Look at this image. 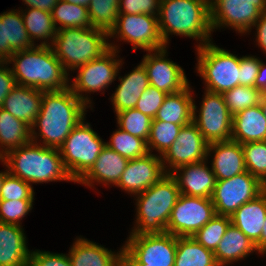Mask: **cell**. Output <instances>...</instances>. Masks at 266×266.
<instances>
[{
    "label": "cell",
    "mask_w": 266,
    "mask_h": 266,
    "mask_svg": "<svg viewBox=\"0 0 266 266\" xmlns=\"http://www.w3.org/2000/svg\"><path fill=\"white\" fill-rule=\"evenodd\" d=\"M62 1L88 8L91 0H62Z\"/></svg>",
    "instance_id": "11a10c76"
},
{
    "label": "cell",
    "mask_w": 266,
    "mask_h": 266,
    "mask_svg": "<svg viewBox=\"0 0 266 266\" xmlns=\"http://www.w3.org/2000/svg\"><path fill=\"white\" fill-rule=\"evenodd\" d=\"M56 29L91 28L88 8L59 0L52 12ZM60 26H56L59 25Z\"/></svg>",
    "instance_id": "836d02e7"
},
{
    "label": "cell",
    "mask_w": 266,
    "mask_h": 266,
    "mask_svg": "<svg viewBox=\"0 0 266 266\" xmlns=\"http://www.w3.org/2000/svg\"><path fill=\"white\" fill-rule=\"evenodd\" d=\"M262 91L255 87L238 85L222 93L228 111L234 116L246 108L260 104Z\"/></svg>",
    "instance_id": "74e56055"
},
{
    "label": "cell",
    "mask_w": 266,
    "mask_h": 266,
    "mask_svg": "<svg viewBox=\"0 0 266 266\" xmlns=\"http://www.w3.org/2000/svg\"><path fill=\"white\" fill-rule=\"evenodd\" d=\"M177 236L169 233L129 235L122 246V264L174 266Z\"/></svg>",
    "instance_id": "9c48e42d"
},
{
    "label": "cell",
    "mask_w": 266,
    "mask_h": 266,
    "mask_svg": "<svg viewBox=\"0 0 266 266\" xmlns=\"http://www.w3.org/2000/svg\"><path fill=\"white\" fill-rule=\"evenodd\" d=\"M204 94L199 111L193 103V122L208 143L231 140L233 115L222 94L207 90Z\"/></svg>",
    "instance_id": "8fae6325"
},
{
    "label": "cell",
    "mask_w": 266,
    "mask_h": 266,
    "mask_svg": "<svg viewBox=\"0 0 266 266\" xmlns=\"http://www.w3.org/2000/svg\"><path fill=\"white\" fill-rule=\"evenodd\" d=\"M230 218L231 223L255 244L266 219V194L262 192L254 200L244 203Z\"/></svg>",
    "instance_id": "484cf974"
},
{
    "label": "cell",
    "mask_w": 266,
    "mask_h": 266,
    "mask_svg": "<svg viewBox=\"0 0 266 266\" xmlns=\"http://www.w3.org/2000/svg\"><path fill=\"white\" fill-rule=\"evenodd\" d=\"M16 85L33 87L43 92L60 91L69 87L68 73L51 46L35 45L15 52L8 60Z\"/></svg>",
    "instance_id": "7a4b0ae2"
},
{
    "label": "cell",
    "mask_w": 266,
    "mask_h": 266,
    "mask_svg": "<svg viewBox=\"0 0 266 266\" xmlns=\"http://www.w3.org/2000/svg\"><path fill=\"white\" fill-rule=\"evenodd\" d=\"M261 60L255 56L240 57V85L255 87Z\"/></svg>",
    "instance_id": "7dc6e473"
},
{
    "label": "cell",
    "mask_w": 266,
    "mask_h": 266,
    "mask_svg": "<svg viewBox=\"0 0 266 266\" xmlns=\"http://www.w3.org/2000/svg\"><path fill=\"white\" fill-rule=\"evenodd\" d=\"M34 200L32 185L8 173L0 190V201Z\"/></svg>",
    "instance_id": "b9f144b4"
},
{
    "label": "cell",
    "mask_w": 266,
    "mask_h": 266,
    "mask_svg": "<svg viewBox=\"0 0 266 266\" xmlns=\"http://www.w3.org/2000/svg\"><path fill=\"white\" fill-rule=\"evenodd\" d=\"M174 266H218L214 252L192 237H177Z\"/></svg>",
    "instance_id": "1f68e13d"
},
{
    "label": "cell",
    "mask_w": 266,
    "mask_h": 266,
    "mask_svg": "<svg viewBox=\"0 0 266 266\" xmlns=\"http://www.w3.org/2000/svg\"><path fill=\"white\" fill-rule=\"evenodd\" d=\"M118 5L119 0H91L88 12L92 27L109 33L119 16Z\"/></svg>",
    "instance_id": "8d00e7d4"
},
{
    "label": "cell",
    "mask_w": 266,
    "mask_h": 266,
    "mask_svg": "<svg viewBox=\"0 0 266 266\" xmlns=\"http://www.w3.org/2000/svg\"><path fill=\"white\" fill-rule=\"evenodd\" d=\"M118 52L117 46L109 43V49L99 58L77 68L78 74L69 87L85 105L92 103L86 93L105 90L118 76L122 66V59H116Z\"/></svg>",
    "instance_id": "30bf717a"
},
{
    "label": "cell",
    "mask_w": 266,
    "mask_h": 266,
    "mask_svg": "<svg viewBox=\"0 0 266 266\" xmlns=\"http://www.w3.org/2000/svg\"><path fill=\"white\" fill-rule=\"evenodd\" d=\"M197 73L203 77L205 90L224 93L240 85V57L211 42L197 47Z\"/></svg>",
    "instance_id": "52a82bcc"
},
{
    "label": "cell",
    "mask_w": 266,
    "mask_h": 266,
    "mask_svg": "<svg viewBox=\"0 0 266 266\" xmlns=\"http://www.w3.org/2000/svg\"><path fill=\"white\" fill-rule=\"evenodd\" d=\"M260 107L262 108L264 117L266 118V92L262 93L261 99H260Z\"/></svg>",
    "instance_id": "9f6ffc18"
},
{
    "label": "cell",
    "mask_w": 266,
    "mask_h": 266,
    "mask_svg": "<svg viewBox=\"0 0 266 266\" xmlns=\"http://www.w3.org/2000/svg\"><path fill=\"white\" fill-rule=\"evenodd\" d=\"M252 27H256V42L266 54V12H263Z\"/></svg>",
    "instance_id": "681fc988"
},
{
    "label": "cell",
    "mask_w": 266,
    "mask_h": 266,
    "mask_svg": "<svg viewBox=\"0 0 266 266\" xmlns=\"http://www.w3.org/2000/svg\"><path fill=\"white\" fill-rule=\"evenodd\" d=\"M87 107L70 87L43 92L40 112L31 126V141L37 143L36 138L40 136L43 139L41 145L59 149L70 132L84 119ZM37 127L39 133L35 131Z\"/></svg>",
    "instance_id": "6da1fadb"
},
{
    "label": "cell",
    "mask_w": 266,
    "mask_h": 266,
    "mask_svg": "<svg viewBox=\"0 0 266 266\" xmlns=\"http://www.w3.org/2000/svg\"><path fill=\"white\" fill-rule=\"evenodd\" d=\"M206 161L182 165L170 173L178 184L180 194L211 199L217 180Z\"/></svg>",
    "instance_id": "d6986e66"
},
{
    "label": "cell",
    "mask_w": 266,
    "mask_h": 266,
    "mask_svg": "<svg viewBox=\"0 0 266 266\" xmlns=\"http://www.w3.org/2000/svg\"><path fill=\"white\" fill-rule=\"evenodd\" d=\"M30 141L9 151L0 160L11 175L30 185L52 181H73L64 167L59 149Z\"/></svg>",
    "instance_id": "277c9868"
},
{
    "label": "cell",
    "mask_w": 266,
    "mask_h": 266,
    "mask_svg": "<svg viewBox=\"0 0 266 266\" xmlns=\"http://www.w3.org/2000/svg\"><path fill=\"white\" fill-rule=\"evenodd\" d=\"M158 26L166 47L170 34L196 39L201 47L211 41L210 0H161Z\"/></svg>",
    "instance_id": "3957f363"
},
{
    "label": "cell",
    "mask_w": 266,
    "mask_h": 266,
    "mask_svg": "<svg viewBox=\"0 0 266 266\" xmlns=\"http://www.w3.org/2000/svg\"><path fill=\"white\" fill-rule=\"evenodd\" d=\"M7 61H0V107L3 106L6 96L16 86V82Z\"/></svg>",
    "instance_id": "c3c4849f"
},
{
    "label": "cell",
    "mask_w": 266,
    "mask_h": 266,
    "mask_svg": "<svg viewBox=\"0 0 266 266\" xmlns=\"http://www.w3.org/2000/svg\"><path fill=\"white\" fill-rule=\"evenodd\" d=\"M231 224L229 216L215 215L205 226L198 230L192 238L206 249L215 251Z\"/></svg>",
    "instance_id": "ab89813d"
},
{
    "label": "cell",
    "mask_w": 266,
    "mask_h": 266,
    "mask_svg": "<svg viewBox=\"0 0 266 266\" xmlns=\"http://www.w3.org/2000/svg\"><path fill=\"white\" fill-rule=\"evenodd\" d=\"M166 53V47L148 51L141 63L147 71L150 85L166 94H172L186 88L189 82L183 68L166 59Z\"/></svg>",
    "instance_id": "e0dca14e"
},
{
    "label": "cell",
    "mask_w": 266,
    "mask_h": 266,
    "mask_svg": "<svg viewBox=\"0 0 266 266\" xmlns=\"http://www.w3.org/2000/svg\"><path fill=\"white\" fill-rule=\"evenodd\" d=\"M179 196L178 184L170 173L135 196L137 218L130 235L166 233L172 209Z\"/></svg>",
    "instance_id": "5b68a950"
},
{
    "label": "cell",
    "mask_w": 266,
    "mask_h": 266,
    "mask_svg": "<svg viewBox=\"0 0 266 266\" xmlns=\"http://www.w3.org/2000/svg\"><path fill=\"white\" fill-rule=\"evenodd\" d=\"M122 266H147L146 264H122Z\"/></svg>",
    "instance_id": "91938a15"
},
{
    "label": "cell",
    "mask_w": 266,
    "mask_h": 266,
    "mask_svg": "<svg viewBox=\"0 0 266 266\" xmlns=\"http://www.w3.org/2000/svg\"><path fill=\"white\" fill-rule=\"evenodd\" d=\"M254 251L258 252L255 244L231 223L214 251V257L218 266H227Z\"/></svg>",
    "instance_id": "83f0119b"
},
{
    "label": "cell",
    "mask_w": 266,
    "mask_h": 266,
    "mask_svg": "<svg viewBox=\"0 0 266 266\" xmlns=\"http://www.w3.org/2000/svg\"><path fill=\"white\" fill-rule=\"evenodd\" d=\"M120 84L111 96L115 113L133 109L139 97L150 86L147 71L142 63L124 77H118Z\"/></svg>",
    "instance_id": "d4e9b609"
},
{
    "label": "cell",
    "mask_w": 266,
    "mask_h": 266,
    "mask_svg": "<svg viewBox=\"0 0 266 266\" xmlns=\"http://www.w3.org/2000/svg\"><path fill=\"white\" fill-rule=\"evenodd\" d=\"M9 173L8 168L5 171L0 172V190L5 176Z\"/></svg>",
    "instance_id": "6f0895ef"
},
{
    "label": "cell",
    "mask_w": 266,
    "mask_h": 266,
    "mask_svg": "<svg viewBox=\"0 0 266 266\" xmlns=\"http://www.w3.org/2000/svg\"><path fill=\"white\" fill-rule=\"evenodd\" d=\"M214 153L211 169L216 180L232 178L246 172L242 145L239 142L229 140L212 142L208 145L207 157Z\"/></svg>",
    "instance_id": "ffe728a7"
},
{
    "label": "cell",
    "mask_w": 266,
    "mask_h": 266,
    "mask_svg": "<svg viewBox=\"0 0 266 266\" xmlns=\"http://www.w3.org/2000/svg\"><path fill=\"white\" fill-rule=\"evenodd\" d=\"M128 159L105 145L98 155L94 165L77 182L92 187L93 183H103V185H117L124 172Z\"/></svg>",
    "instance_id": "44dd1931"
},
{
    "label": "cell",
    "mask_w": 266,
    "mask_h": 266,
    "mask_svg": "<svg viewBox=\"0 0 266 266\" xmlns=\"http://www.w3.org/2000/svg\"><path fill=\"white\" fill-rule=\"evenodd\" d=\"M166 95L165 92L150 85L139 97L135 108L154 119Z\"/></svg>",
    "instance_id": "ee69618b"
},
{
    "label": "cell",
    "mask_w": 266,
    "mask_h": 266,
    "mask_svg": "<svg viewBox=\"0 0 266 266\" xmlns=\"http://www.w3.org/2000/svg\"><path fill=\"white\" fill-rule=\"evenodd\" d=\"M181 128L182 126L178 124L164 122L161 120H152L147 140L149 153H152V149H154L158 151L159 156L162 157L176 140Z\"/></svg>",
    "instance_id": "d590c367"
},
{
    "label": "cell",
    "mask_w": 266,
    "mask_h": 266,
    "mask_svg": "<svg viewBox=\"0 0 266 266\" xmlns=\"http://www.w3.org/2000/svg\"><path fill=\"white\" fill-rule=\"evenodd\" d=\"M215 215V208L210 198L180 194L172 209L166 233L177 237H192Z\"/></svg>",
    "instance_id": "4fadbf2b"
},
{
    "label": "cell",
    "mask_w": 266,
    "mask_h": 266,
    "mask_svg": "<svg viewBox=\"0 0 266 266\" xmlns=\"http://www.w3.org/2000/svg\"><path fill=\"white\" fill-rule=\"evenodd\" d=\"M42 96L43 91L16 85L6 96L2 108L31 128L40 112Z\"/></svg>",
    "instance_id": "7402d4cb"
},
{
    "label": "cell",
    "mask_w": 266,
    "mask_h": 266,
    "mask_svg": "<svg viewBox=\"0 0 266 266\" xmlns=\"http://www.w3.org/2000/svg\"><path fill=\"white\" fill-rule=\"evenodd\" d=\"M13 53L5 46V22L1 21L0 14V61H7Z\"/></svg>",
    "instance_id": "816d5d0a"
},
{
    "label": "cell",
    "mask_w": 266,
    "mask_h": 266,
    "mask_svg": "<svg viewBox=\"0 0 266 266\" xmlns=\"http://www.w3.org/2000/svg\"><path fill=\"white\" fill-rule=\"evenodd\" d=\"M118 252L79 237L68 256L72 266H122V248Z\"/></svg>",
    "instance_id": "cb8c5ba5"
},
{
    "label": "cell",
    "mask_w": 266,
    "mask_h": 266,
    "mask_svg": "<svg viewBox=\"0 0 266 266\" xmlns=\"http://www.w3.org/2000/svg\"><path fill=\"white\" fill-rule=\"evenodd\" d=\"M29 8L52 12L59 0H22Z\"/></svg>",
    "instance_id": "f907efd6"
},
{
    "label": "cell",
    "mask_w": 266,
    "mask_h": 266,
    "mask_svg": "<svg viewBox=\"0 0 266 266\" xmlns=\"http://www.w3.org/2000/svg\"><path fill=\"white\" fill-rule=\"evenodd\" d=\"M262 192L266 194V179L262 182Z\"/></svg>",
    "instance_id": "680465c9"
},
{
    "label": "cell",
    "mask_w": 266,
    "mask_h": 266,
    "mask_svg": "<svg viewBox=\"0 0 266 266\" xmlns=\"http://www.w3.org/2000/svg\"><path fill=\"white\" fill-rule=\"evenodd\" d=\"M116 117L117 127L133 136L148 140L153 120L150 116L133 108L116 113Z\"/></svg>",
    "instance_id": "f35d334b"
},
{
    "label": "cell",
    "mask_w": 266,
    "mask_h": 266,
    "mask_svg": "<svg viewBox=\"0 0 266 266\" xmlns=\"http://www.w3.org/2000/svg\"><path fill=\"white\" fill-rule=\"evenodd\" d=\"M231 140L240 144L266 141V118L260 105L246 108L233 116Z\"/></svg>",
    "instance_id": "4316f807"
},
{
    "label": "cell",
    "mask_w": 266,
    "mask_h": 266,
    "mask_svg": "<svg viewBox=\"0 0 266 266\" xmlns=\"http://www.w3.org/2000/svg\"><path fill=\"white\" fill-rule=\"evenodd\" d=\"M259 254H266V219L262 228L260 239L255 243Z\"/></svg>",
    "instance_id": "db71d44e"
},
{
    "label": "cell",
    "mask_w": 266,
    "mask_h": 266,
    "mask_svg": "<svg viewBox=\"0 0 266 266\" xmlns=\"http://www.w3.org/2000/svg\"><path fill=\"white\" fill-rule=\"evenodd\" d=\"M84 120L70 132L59 148L64 167L74 183L90 170L106 145Z\"/></svg>",
    "instance_id": "ba28073f"
},
{
    "label": "cell",
    "mask_w": 266,
    "mask_h": 266,
    "mask_svg": "<svg viewBox=\"0 0 266 266\" xmlns=\"http://www.w3.org/2000/svg\"><path fill=\"white\" fill-rule=\"evenodd\" d=\"M166 174L162 157L148 153L128 161L116 187L136 196L156 184Z\"/></svg>",
    "instance_id": "ac0fdd59"
},
{
    "label": "cell",
    "mask_w": 266,
    "mask_h": 266,
    "mask_svg": "<svg viewBox=\"0 0 266 266\" xmlns=\"http://www.w3.org/2000/svg\"><path fill=\"white\" fill-rule=\"evenodd\" d=\"M246 170L261 182L266 179V141L241 144Z\"/></svg>",
    "instance_id": "60d3db41"
},
{
    "label": "cell",
    "mask_w": 266,
    "mask_h": 266,
    "mask_svg": "<svg viewBox=\"0 0 266 266\" xmlns=\"http://www.w3.org/2000/svg\"><path fill=\"white\" fill-rule=\"evenodd\" d=\"M161 0H119V14L158 16Z\"/></svg>",
    "instance_id": "f6af8a7d"
},
{
    "label": "cell",
    "mask_w": 266,
    "mask_h": 266,
    "mask_svg": "<svg viewBox=\"0 0 266 266\" xmlns=\"http://www.w3.org/2000/svg\"><path fill=\"white\" fill-rule=\"evenodd\" d=\"M208 145L193 121L182 126L176 140L162 156L165 172L171 173L182 165L208 160Z\"/></svg>",
    "instance_id": "2e32d148"
},
{
    "label": "cell",
    "mask_w": 266,
    "mask_h": 266,
    "mask_svg": "<svg viewBox=\"0 0 266 266\" xmlns=\"http://www.w3.org/2000/svg\"><path fill=\"white\" fill-rule=\"evenodd\" d=\"M255 88L262 92H266V64L260 62V68L255 81Z\"/></svg>",
    "instance_id": "f5cc1de1"
},
{
    "label": "cell",
    "mask_w": 266,
    "mask_h": 266,
    "mask_svg": "<svg viewBox=\"0 0 266 266\" xmlns=\"http://www.w3.org/2000/svg\"><path fill=\"white\" fill-rule=\"evenodd\" d=\"M28 266H72L68 254L31 251Z\"/></svg>",
    "instance_id": "bcb514c9"
},
{
    "label": "cell",
    "mask_w": 266,
    "mask_h": 266,
    "mask_svg": "<svg viewBox=\"0 0 266 266\" xmlns=\"http://www.w3.org/2000/svg\"><path fill=\"white\" fill-rule=\"evenodd\" d=\"M108 33L102 29H58L51 48L66 72L99 58L109 49Z\"/></svg>",
    "instance_id": "8992f818"
},
{
    "label": "cell",
    "mask_w": 266,
    "mask_h": 266,
    "mask_svg": "<svg viewBox=\"0 0 266 266\" xmlns=\"http://www.w3.org/2000/svg\"><path fill=\"white\" fill-rule=\"evenodd\" d=\"M26 11V12H25ZM21 15L29 38L34 44V40H44L39 45L50 46L54 41V37L57 34V29L53 22L51 12L40 10L37 8H27L22 11ZM51 42L48 43L47 40Z\"/></svg>",
    "instance_id": "4dcf8cb0"
},
{
    "label": "cell",
    "mask_w": 266,
    "mask_h": 266,
    "mask_svg": "<svg viewBox=\"0 0 266 266\" xmlns=\"http://www.w3.org/2000/svg\"><path fill=\"white\" fill-rule=\"evenodd\" d=\"M34 200L0 201V222L21 226V220L32 210Z\"/></svg>",
    "instance_id": "7bdbcfd3"
},
{
    "label": "cell",
    "mask_w": 266,
    "mask_h": 266,
    "mask_svg": "<svg viewBox=\"0 0 266 266\" xmlns=\"http://www.w3.org/2000/svg\"><path fill=\"white\" fill-rule=\"evenodd\" d=\"M1 21L5 22V46L13 54L36 45L29 38L21 11L14 9L3 12L1 14Z\"/></svg>",
    "instance_id": "d6a6232c"
},
{
    "label": "cell",
    "mask_w": 266,
    "mask_h": 266,
    "mask_svg": "<svg viewBox=\"0 0 266 266\" xmlns=\"http://www.w3.org/2000/svg\"><path fill=\"white\" fill-rule=\"evenodd\" d=\"M263 12L266 0H210L212 31L226 26L246 34Z\"/></svg>",
    "instance_id": "7c38bea8"
},
{
    "label": "cell",
    "mask_w": 266,
    "mask_h": 266,
    "mask_svg": "<svg viewBox=\"0 0 266 266\" xmlns=\"http://www.w3.org/2000/svg\"><path fill=\"white\" fill-rule=\"evenodd\" d=\"M262 193V182L248 171L217 180L211 200L217 215L229 216Z\"/></svg>",
    "instance_id": "9a60e30c"
},
{
    "label": "cell",
    "mask_w": 266,
    "mask_h": 266,
    "mask_svg": "<svg viewBox=\"0 0 266 266\" xmlns=\"http://www.w3.org/2000/svg\"><path fill=\"white\" fill-rule=\"evenodd\" d=\"M191 89L188 85L179 92L167 94L153 120H161L181 126L192 122L193 103L195 101Z\"/></svg>",
    "instance_id": "f1b7e54d"
},
{
    "label": "cell",
    "mask_w": 266,
    "mask_h": 266,
    "mask_svg": "<svg viewBox=\"0 0 266 266\" xmlns=\"http://www.w3.org/2000/svg\"><path fill=\"white\" fill-rule=\"evenodd\" d=\"M120 38L144 51H154L165 48L158 26V16L149 14H119L115 26L108 33V37Z\"/></svg>",
    "instance_id": "5bb4252c"
},
{
    "label": "cell",
    "mask_w": 266,
    "mask_h": 266,
    "mask_svg": "<svg viewBox=\"0 0 266 266\" xmlns=\"http://www.w3.org/2000/svg\"><path fill=\"white\" fill-rule=\"evenodd\" d=\"M21 227L0 222V266H28L31 252Z\"/></svg>",
    "instance_id": "603a6c76"
},
{
    "label": "cell",
    "mask_w": 266,
    "mask_h": 266,
    "mask_svg": "<svg viewBox=\"0 0 266 266\" xmlns=\"http://www.w3.org/2000/svg\"><path fill=\"white\" fill-rule=\"evenodd\" d=\"M110 137V141L105 144L128 160L143 157L149 153L146 140L133 136L119 127Z\"/></svg>",
    "instance_id": "e575fe53"
},
{
    "label": "cell",
    "mask_w": 266,
    "mask_h": 266,
    "mask_svg": "<svg viewBox=\"0 0 266 266\" xmlns=\"http://www.w3.org/2000/svg\"><path fill=\"white\" fill-rule=\"evenodd\" d=\"M31 141V128L0 107V159Z\"/></svg>",
    "instance_id": "f546056e"
}]
</instances>
